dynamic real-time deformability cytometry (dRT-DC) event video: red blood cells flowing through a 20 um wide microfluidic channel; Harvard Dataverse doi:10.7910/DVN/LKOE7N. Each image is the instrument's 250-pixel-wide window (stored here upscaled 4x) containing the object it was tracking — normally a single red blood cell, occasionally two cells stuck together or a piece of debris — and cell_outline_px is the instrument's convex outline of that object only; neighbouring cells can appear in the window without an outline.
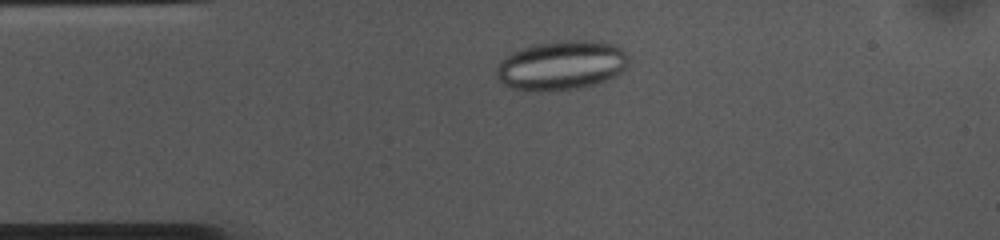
{"species": "common noctule bat (a hibernating species)", "species_latin": "Nyctalus noctula", "temperature_condition": "cold", "stored_images_in_passage": 50, "camera_frame_rate_fps": 3000, "um_per_image_px": 0.085, "animal": {"sex": "female", "body_mass_g": 10.0, "forearm_length_mm": 53.1}, "frame": {"image": 1, "passage_image": 7, "time_ms": 2.0, "image_size_px": [1000, 240], "cell_outline_px": [[628, 68], [616, 76], [596, 84], [576, 88], [512, 88], [504, 84], [496, 76], [496, 68], [500, 60], [504, 56], [512, 52], [536, 44], [552, 40], [588, 40], [612, 44], [620, 48], [628, 56]], "centroid_in_image_um": [47.76, 5.5], "position_along_channel_um": 37.2, "area_um2": 37.34}}
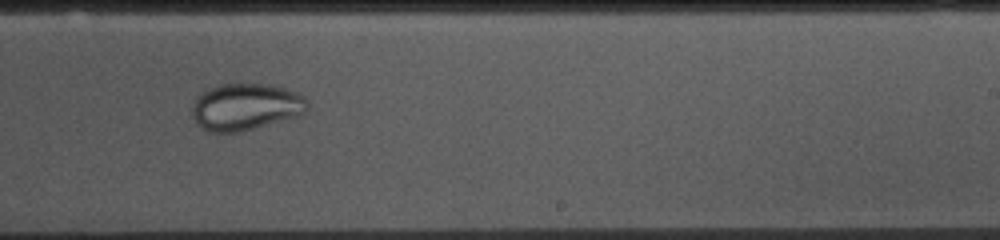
{"frame": {"image": 2, "passage_image": 28, "time_ms": 9.0, "image_size_px": [1000, 240], "cell_outline_px": [[308, 108], [300, 116], [240, 132], [212, 132], [204, 128], [192, 116], [192, 104], [196, 96], [208, 88], [216, 84], [268, 84], [284, 88], [296, 92], [304, 96], [308, 100]], "centroid_in_image_um": [20.9, 9.07], "position_along_channel_um": 268.1, "area_um2": 31.62}}
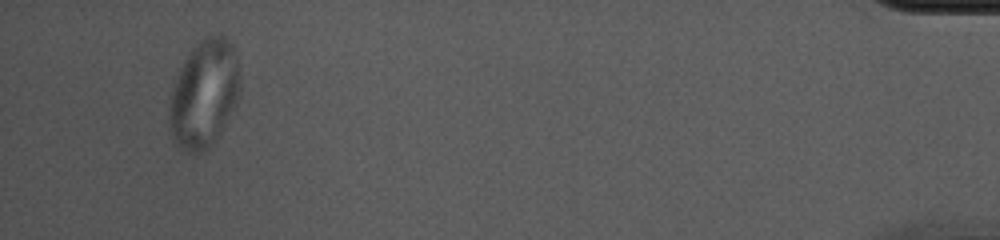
{"frame": {"image": 3, "passage_image": 47, "time_ms": 15.333, "image_size_px": [1000, 240], "cell_outline_px": [[240, 96], [212, 144], [204, 152], [192, 156], [180, 148], [172, 136], [168, 124], [168, 116], [172, 92], [180, 68], [184, 60], [192, 48], [208, 36], [224, 36], [236, 48], [240, 72]], "centroid_in_image_um": [17.36, 8.0], "position_along_channel_um": 417.8, "area_um2": 44.33}}